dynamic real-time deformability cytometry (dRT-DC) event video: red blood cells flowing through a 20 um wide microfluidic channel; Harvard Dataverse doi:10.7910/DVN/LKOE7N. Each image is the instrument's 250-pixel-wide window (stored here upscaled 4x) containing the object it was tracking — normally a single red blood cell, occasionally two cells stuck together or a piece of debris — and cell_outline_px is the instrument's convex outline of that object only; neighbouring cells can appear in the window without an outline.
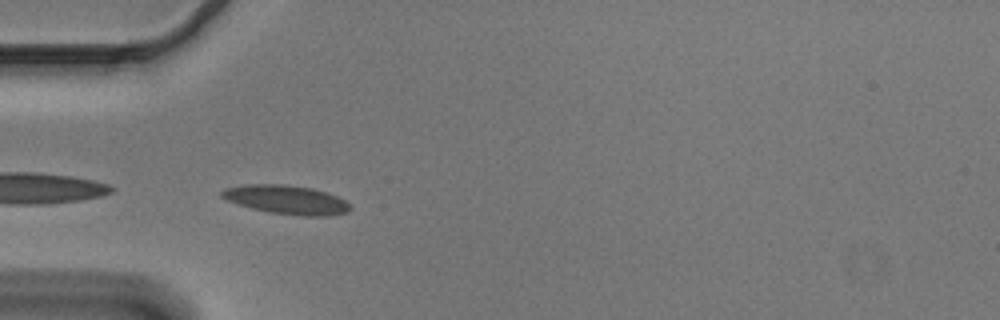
{"species": "Egyptian fruit bat (a non-hibernating species)", "species_latin": "Rousettus aegyptiacus", "temperature_condition": "cold", "stored_images_in_passage": 5, "camera_frame_rate_fps": 3000, "um_per_image_px": 0.085, "animal": {"sex": "male"}, "frame": {"image": 1, "passage_image": 1, "time_ms": 0.0, "image_size_px": [1000, 320], "cell_outline_px": [[352, 208], [348, 212], [328, 216], [300, 216], [268, 212], [252, 208], [228, 200], [220, 196], [220, 192], [224, 188], [244, 184], [284, 184], [312, 188], [336, 196], [344, 200]], "centroid_in_image_um": [24.34, 16.97], "position_along_channel_um": 60.7, "area_um2": 21.56}}